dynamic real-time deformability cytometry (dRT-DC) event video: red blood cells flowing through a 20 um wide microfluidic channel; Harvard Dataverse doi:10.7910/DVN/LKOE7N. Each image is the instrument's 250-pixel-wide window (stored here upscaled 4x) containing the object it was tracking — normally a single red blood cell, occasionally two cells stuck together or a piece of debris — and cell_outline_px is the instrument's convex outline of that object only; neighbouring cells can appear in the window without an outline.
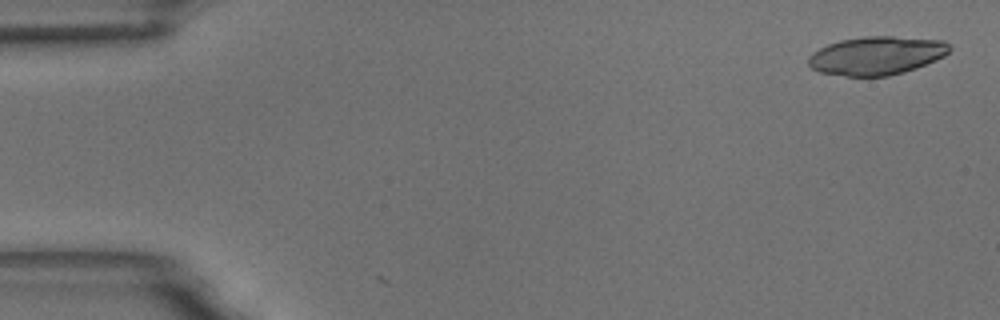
{"species": "common noctule bat (a hibernating species)", "species_latin": "Nyctalus noctula", "temperature_condition": "room temperature", "stored_images_in_passage": 4, "camera_frame_rate_fps": 3000, "um_per_image_px": 0.085, "animal": {"sex": "male", "body_mass_g": 18.8}, "frame": {"image": 1, "passage_image": 2, "time_ms": 0.333, "image_size_px": [1000, 320], "cell_outline_px": [[952, 48], [944, 56], [936, 60], [916, 68], [904, 72], [888, 76], [848, 76], [820, 72], [812, 68], [808, 64], [808, 56], [812, 52], [828, 44], [840, 40], [864, 36], [892, 36], [944, 40]], "centroid_in_image_um": [74.51, 4.72], "position_along_channel_um": 10.5, "area_um2": 31.67}}